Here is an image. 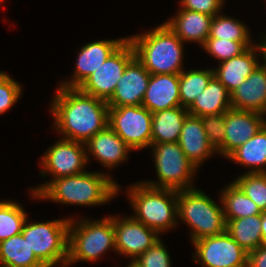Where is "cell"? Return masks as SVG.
<instances>
[{"label":"cell","instance_id":"74e56055","mask_svg":"<svg viewBox=\"0 0 266 267\" xmlns=\"http://www.w3.org/2000/svg\"><path fill=\"white\" fill-rule=\"evenodd\" d=\"M247 267H266V243L248 252Z\"/></svg>","mask_w":266,"mask_h":267},{"label":"cell","instance_id":"8d00e7d4","mask_svg":"<svg viewBox=\"0 0 266 267\" xmlns=\"http://www.w3.org/2000/svg\"><path fill=\"white\" fill-rule=\"evenodd\" d=\"M180 8L200 12L209 16L221 13L225 0H180Z\"/></svg>","mask_w":266,"mask_h":267},{"label":"cell","instance_id":"ab89813d","mask_svg":"<svg viewBox=\"0 0 266 267\" xmlns=\"http://www.w3.org/2000/svg\"><path fill=\"white\" fill-rule=\"evenodd\" d=\"M261 232L263 242L266 243V211L261 214Z\"/></svg>","mask_w":266,"mask_h":267},{"label":"cell","instance_id":"f546056e","mask_svg":"<svg viewBox=\"0 0 266 267\" xmlns=\"http://www.w3.org/2000/svg\"><path fill=\"white\" fill-rule=\"evenodd\" d=\"M245 23L237 18L217 14L211 22L210 34L208 39H221L237 42H253L250 29Z\"/></svg>","mask_w":266,"mask_h":267},{"label":"cell","instance_id":"7402d4cb","mask_svg":"<svg viewBox=\"0 0 266 267\" xmlns=\"http://www.w3.org/2000/svg\"><path fill=\"white\" fill-rule=\"evenodd\" d=\"M259 50L255 45L249 47L241 55L221 62L214 68V76L227 88L231 93L243 83L248 76L261 63L259 61Z\"/></svg>","mask_w":266,"mask_h":267},{"label":"cell","instance_id":"7a4b0ae2","mask_svg":"<svg viewBox=\"0 0 266 267\" xmlns=\"http://www.w3.org/2000/svg\"><path fill=\"white\" fill-rule=\"evenodd\" d=\"M120 187L109 173L85 171L56 178L38 195L30 191V196L38 200L90 207L108 203L120 193Z\"/></svg>","mask_w":266,"mask_h":267},{"label":"cell","instance_id":"b9f144b4","mask_svg":"<svg viewBox=\"0 0 266 267\" xmlns=\"http://www.w3.org/2000/svg\"><path fill=\"white\" fill-rule=\"evenodd\" d=\"M126 267H138V266L135 263L130 261V263H128V266Z\"/></svg>","mask_w":266,"mask_h":267},{"label":"cell","instance_id":"484cf974","mask_svg":"<svg viewBox=\"0 0 266 267\" xmlns=\"http://www.w3.org/2000/svg\"><path fill=\"white\" fill-rule=\"evenodd\" d=\"M0 264L8 267H46L35 256L22 233L0 242Z\"/></svg>","mask_w":266,"mask_h":267},{"label":"cell","instance_id":"f35d334b","mask_svg":"<svg viewBox=\"0 0 266 267\" xmlns=\"http://www.w3.org/2000/svg\"><path fill=\"white\" fill-rule=\"evenodd\" d=\"M258 47L259 53H261L259 56L263 58V63H261L266 68V34L263 33L262 41L259 43H255Z\"/></svg>","mask_w":266,"mask_h":267},{"label":"cell","instance_id":"52a82bcc","mask_svg":"<svg viewBox=\"0 0 266 267\" xmlns=\"http://www.w3.org/2000/svg\"><path fill=\"white\" fill-rule=\"evenodd\" d=\"M26 219L22 235L35 256L46 266L67 267L70 217L47 222Z\"/></svg>","mask_w":266,"mask_h":267},{"label":"cell","instance_id":"30bf717a","mask_svg":"<svg viewBox=\"0 0 266 267\" xmlns=\"http://www.w3.org/2000/svg\"><path fill=\"white\" fill-rule=\"evenodd\" d=\"M108 126L132 150L151 146L152 113L142 105L109 107Z\"/></svg>","mask_w":266,"mask_h":267},{"label":"cell","instance_id":"d4e9b609","mask_svg":"<svg viewBox=\"0 0 266 267\" xmlns=\"http://www.w3.org/2000/svg\"><path fill=\"white\" fill-rule=\"evenodd\" d=\"M250 170L246 173H266V128L263 126L254 136L234 150L228 157Z\"/></svg>","mask_w":266,"mask_h":267},{"label":"cell","instance_id":"4fadbf2b","mask_svg":"<svg viewBox=\"0 0 266 267\" xmlns=\"http://www.w3.org/2000/svg\"><path fill=\"white\" fill-rule=\"evenodd\" d=\"M116 254L134 261L160 239L159 234L131 217L114 215Z\"/></svg>","mask_w":266,"mask_h":267},{"label":"cell","instance_id":"9c48e42d","mask_svg":"<svg viewBox=\"0 0 266 267\" xmlns=\"http://www.w3.org/2000/svg\"><path fill=\"white\" fill-rule=\"evenodd\" d=\"M86 153L85 143L61 137L40 157L39 165L42 166L40 175L42 177L52 175L53 178L33 189L31 187L30 191L38 195L56 178L84 173L88 163Z\"/></svg>","mask_w":266,"mask_h":267},{"label":"cell","instance_id":"60d3db41","mask_svg":"<svg viewBox=\"0 0 266 267\" xmlns=\"http://www.w3.org/2000/svg\"><path fill=\"white\" fill-rule=\"evenodd\" d=\"M263 122H264V127L266 128V110L263 113Z\"/></svg>","mask_w":266,"mask_h":267},{"label":"cell","instance_id":"ba28073f","mask_svg":"<svg viewBox=\"0 0 266 267\" xmlns=\"http://www.w3.org/2000/svg\"><path fill=\"white\" fill-rule=\"evenodd\" d=\"M158 181H142L155 188L181 191L195 188L197 168L185 156L178 142L151 144Z\"/></svg>","mask_w":266,"mask_h":267},{"label":"cell","instance_id":"f1b7e54d","mask_svg":"<svg viewBox=\"0 0 266 267\" xmlns=\"http://www.w3.org/2000/svg\"><path fill=\"white\" fill-rule=\"evenodd\" d=\"M214 77L213 68L183 70L179 74V92L181 106L188 108L196 97L204 91Z\"/></svg>","mask_w":266,"mask_h":267},{"label":"cell","instance_id":"1f68e13d","mask_svg":"<svg viewBox=\"0 0 266 267\" xmlns=\"http://www.w3.org/2000/svg\"><path fill=\"white\" fill-rule=\"evenodd\" d=\"M260 209L266 211V173H243L233 180Z\"/></svg>","mask_w":266,"mask_h":267},{"label":"cell","instance_id":"4dcf8cb0","mask_svg":"<svg viewBox=\"0 0 266 267\" xmlns=\"http://www.w3.org/2000/svg\"><path fill=\"white\" fill-rule=\"evenodd\" d=\"M27 217V213L19 202L0 201V242L20 234Z\"/></svg>","mask_w":266,"mask_h":267},{"label":"cell","instance_id":"ffe728a7","mask_svg":"<svg viewBox=\"0 0 266 267\" xmlns=\"http://www.w3.org/2000/svg\"><path fill=\"white\" fill-rule=\"evenodd\" d=\"M230 94L233 109L263 114L266 110V68L260 63Z\"/></svg>","mask_w":266,"mask_h":267},{"label":"cell","instance_id":"83f0119b","mask_svg":"<svg viewBox=\"0 0 266 267\" xmlns=\"http://www.w3.org/2000/svg\"><path fill=\"white\" fill-rule=\"evenodd\" d=\"M224 187L219 199L222 202L225 219H239L262 214L261 209L245 195L234 181Z\"/></svg>","mask_w":266,"mask_h":267},{"label":"cell","instance_id":"e575fe53","mask_svg":"<svg viewBox=\"0 0 266 267\" xmlns=\"http://www.w3.org/2000/svg\"><path fill=\"white\" fill-rule=\"evenodd\" d=\"M22 91L21 84L4 71L0 73V115L17 103Z\"/></svg>","mask_w":266,"mask_h":267},{"label":"cell","instance_id":"277c9868","mask_svg":"<svg viewBox=\"0 0 266 267\" xmlns=\"http://www.w3.org/2000/svg\"><path fill=\"white\" fill-rule=\"evenodd\" d=\"M130 187V188H129ZM127 197L133 207V218L159 235L178 222L177 191L148 186L142 181L129 185Z\"/></svg>","mask_w":266,"mask_h":267},{"label":"cell","instance_id":"7c38bea8","mask_svg":"<svg viewBox=\"0 0 266 267\" xmlns=\"http://www.w3.org/2000/svg\"><path fill=\"white\" fill-rule=\"evenodd\" d=\"M195 263L204 267H247L248 252L227 233L193 242Z\"/></svg>","mask_w":266,"mask_h":267},{"label":"cell","instance_id":"5bb4252c","mask_svg":"<svg viewBox=\"0 0 266 267\" xmlns=\"http://www.w3.org/2000/svg\"><path fill=\"white\" fill-rule=\"evenodd\" d=\"M126 40V36L118 39L98 40L80 47L72 79L65 78L58 86L79 88Z\"/></svg>","mask_w":266,"mask_h":267},{"label":"cell","instance_id":"d6986e66","mask_svg":"<svg viewBox=\"0 0 266 267\" xmlns=\"http://www.w3.org/2000/svg\"><path fill=\"white\" fill-rule=\"evenodd\" d=\"M141 105L151 113L181 106L179 74H151Z\"/></svg>","mask_w":266,"mask_h":267},{"label":"cell","instance_id":"3957f363","mask_svg":"<svg viewBox=\"0 0 266 267\" xmlns=\"http://www.w3.org/2000/svg\"><path fill=\"white\" fill-rule=\"evenodd\" d=\"M127 39L134 47L136 58L150 74H180L184 70V43L165 22Z\"/></svg>","mask_w":266,"mask_h":267},{"label":"cell","instance_id":"5b68a950","mask_svg":"<svg viewBox=\"0 0 266 267\" xmlns=\"http://www.w3.org/2000/svg\"><path fill=\"white\" fill-rule=\"evenodd\" d=\"M109 250L116 251L114 216L98 220L70 218L67 267L81 261L96 262Z\"/></svg>","mask_w":266,"mask_h":267},{"label":"cell","instance_id":"836d02e7","mask_svg":"<svg viewBox=\"0 0 266 267\" xmlns=\"http://www.w3.org/2000/svg\"><path fill=\"white\" fill-rule=\"evenodd\" d=\"M165 247L160 238L132 262L138 267H171L170 254Z\"/></svg>","mask_w":266,"mask_h":267},{"label":"cell","instance_id":"8fae6325","mask_svg":"<svg viewBox=\"0 0 266 267\" xmlns=\"http://www.w3.org/2000/svg\"><path fill=\"white\" fill-rule=\"evenodd\" d=\"M135 57L134 47L127 39L102 66L83 82L79 89L88 95L108 101L114 94L126 66Z\"/></svg>","mask_w":266,"mask_h":267},{"label":"cell","instance_id":"44dd1931","mask_svg":"<svg viewBox=\"0 0 266 267\" xmlns=\"http://www.w3.org/2000/svg\"><path fill=\"white\" fill-rule=\"evenodd\" d=\"M213 16L181 9L165 23L183 42H196L202 47L209 38Z\"/></svg>","mask_w":266,"mask_h":267},{"label":"cell","instance_id":"ac0fdd59","mask_svg":"<svg viewBox=\"0 0 266 267\" xmlns=\"http://www.w3.org/2000/svg\"><path fill=\"white\" fill-rule=\"evenodd\" d=\"M185 156L196 168L217 151L209 143L201 117L188 114L183 122L179 141Z\"/></svg>","mask_w":266,"mask_h":267},{"label":"cell","instance_id":"4316f807","mask_svg":"<svg viewBox=\"0 0 266 267\" xmlns=\"http://www.w3.org/2000/svg\"><path fill=\"white\" fill-rule=\"evenodd\" d=\"M227 233L242 247L250 252L264 244L261 232V214L239 219H226Z\"/></svg>","mask_w":266,"mask_h":267},{"label":"cell","instance_id":"e0dca14e","mask_svg":"<svg viewBox=\"0 0 266 267\" xmlns=\"http://www.w3.org/2000/svg\"><path fill=\"white\" fill-rule=\"evenodd\" d=\"M85 146L88 162L90 160L88 155L91 154L92 158L94 157L108 169H113L127 161L128 154L132 150L109 126L90 138Z\"/></svg>","mask_w":266,"mask_h":267},{"label":"cell","instance_id":"6da1fadb","mask_svg":"<svg viewBox=\"0 0 266 267\" xmlns=\"http://www.w3.org/2000/svg\"><path fill=\"white\" fill-rule=\"evenodd\" d=\"M51 102L53 127L64 139L86 143L108 126L107 101L79 88L59 86Z\"/></svg>","mask_w":266,"mask_h":267},{"label":"cell","instance_id":"2e32d148","mask_svg":"<svg viewBox=\"0 0 266 267\" xmlns=\"http://www.w3.org/2000/svg\"><path fill=\"white\" fill-rule=\"evenodd\" d=\"M151 74L135 57L119 79L115 92L107 101L109 107L139 106L148 87Z\"/></svg>","mask_w":266,"mask_h":267},{"label":"cell","instance_id":"9a60e30c","mask_svg":"<svg viewBox=\"0 0 266 267\" xmlns=\"http://www.w3.org/2000/svg\"><path fill=\"white\" fill-rule=\"evenodd\" d=\"M225 126L224 143L216 151L227 158L264 126L263 114L230 108L225 112Z\"/></svg>","mask_w":266,"mask_h":267},{"label":"cell","instance_id":"603a6c76","mask_svg":"<svg viewBox=\"0 0 266 267\" xmlns=\"http://www.w3.org/2000/svg\"><path fill=\"white\" fill-rule=\"evenodd\" d=\"M231 107V94L227 88L214 76L207 87L187 108L194 116L224 114Z\"/></svg>","mask_w":266,"mask_h":267},{"label":"cell","instance_id":"8992f818","mask_svg":"<svg viewBox=\"0 0 266 267\" xmlns=\"http://www.w3.org/2000/svg\"><path fill=\"white\" fill-rule=\"evenodd\" d=\"M178 222L180 220L191 229L192 243L204 237L226 232L227 222L222 202L216 204L200 189L192 188L177 191Z\"/></svg>","mask_w":266,"mask_h":267},{"label":"cell","instance_id":"d590c367","mask_svg":"<svg viewBox=\"0 0 266 267\" xmlns=\"http://www.w3.org/2000/svg\"><path fill=\"white\" fill-rule=\"evenodd\" d=\"M209 143L217 150L225 138V113L201 117Z\"/></svg>","mask_w":266,"mask_h":267},{"label":"cell","instance_id":"d6a6232c","mask_svg":"<svg viewBox=\"0 0 266 267\" xmlns=\"http://www.w3.org/2000/svg\"><path fill=\"white\" fill-rule=\"evenodd\" d=\"M255 45L253 42H237L221 39H207L202 46V49L211 57H214L219 62H224L233 57L241 55L249 47Z\"/></svg>","mask_w":266,"mask_h":267},{"label":"cell","instance_id":"cb8c5ba5","mask_svg":"<svg viewBox=\"0 0 266 267\" xmlns=\"http://www.w3.org/2000/svg\"><path fill=\"white\" fill-rule=\"evenodd\" d=\"M188 114L187 108L182 106L152 113L151 144L178 142Z\"/></svg>","mask_w":266,"mask_h":267}]
</instances>
